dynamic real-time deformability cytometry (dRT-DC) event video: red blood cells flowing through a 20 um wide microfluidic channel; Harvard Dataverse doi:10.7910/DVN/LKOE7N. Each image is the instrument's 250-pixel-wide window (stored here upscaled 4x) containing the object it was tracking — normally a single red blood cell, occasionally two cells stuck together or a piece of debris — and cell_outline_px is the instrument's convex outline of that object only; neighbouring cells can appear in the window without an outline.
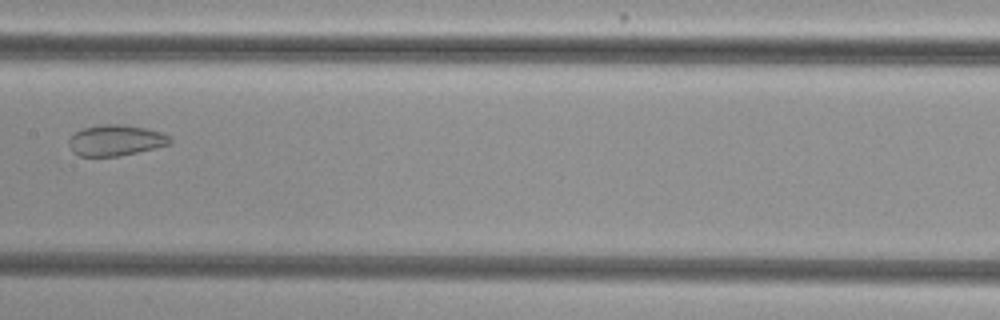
{"species": "common noctule bat (a hibernating species)", "species_latin": "Nyctalus noctula", "temperature_condition": "cold", "stored_images_in_passage": 6, "camera_frame_rate_fps": 3000, "um_per_image_px": 0.085, "animal": {"sex": "female", "body_mass_g": 29.2, "forearm_length_mm": 56.3}, "frame": {"image": 1, "passage_image": 6, "time_ms": 1.667, "image_size_px": [1000, 320], "cell_outline_px": [[172, 144], [120, 156], [80, 156], [72, 152], [68, 144], [68, 140], [76, 132], [84, 128], [100, 124], [120, 124], [144, 128], [160, 132], [168, 136], [172, 140]], "centroid_in_image_um": [9.82, 11.93], "position_along_channel_um": 197.6, "area_um2": 18.15}}